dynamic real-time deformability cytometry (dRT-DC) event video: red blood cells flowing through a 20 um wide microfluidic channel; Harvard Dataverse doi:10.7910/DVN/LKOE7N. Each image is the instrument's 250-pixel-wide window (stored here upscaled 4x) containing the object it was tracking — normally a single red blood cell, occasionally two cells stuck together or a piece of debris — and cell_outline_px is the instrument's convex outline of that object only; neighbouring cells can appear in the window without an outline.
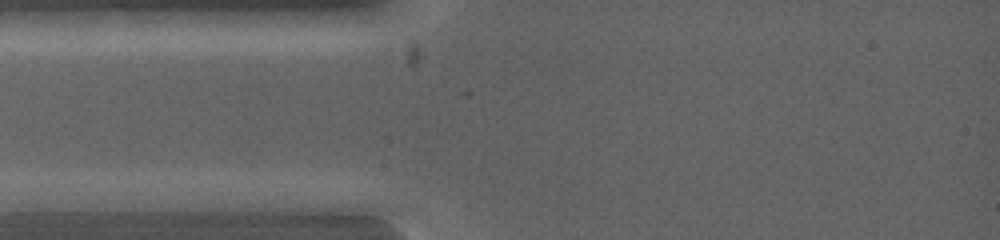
{"species": "common noctule bat (a hibernating species)", "species_latin": "Nyctalus noctula", "temperature_condition": "warm", "stored_images_in_passage": 2, "camera_frame_rate_fps": 5000, "um_per_image_px": 0.085, "animal": {"sex": "female", "body_mass_g": 19.0, "forearm_length_mm": 53.3}, "frame": {"image": 1, "passage_image": 1, "time_ms": 0.0, "image_size_px": [1000, 240], "cell_outline_px": [[120, 200], [96, 212], [16, 212], [16, 200], [24, 192], [104, 192]], "centroid_in_image_um": [5.42, 17.16], "position_along_channel_um": 79.6, "area_um2": 13.29}}